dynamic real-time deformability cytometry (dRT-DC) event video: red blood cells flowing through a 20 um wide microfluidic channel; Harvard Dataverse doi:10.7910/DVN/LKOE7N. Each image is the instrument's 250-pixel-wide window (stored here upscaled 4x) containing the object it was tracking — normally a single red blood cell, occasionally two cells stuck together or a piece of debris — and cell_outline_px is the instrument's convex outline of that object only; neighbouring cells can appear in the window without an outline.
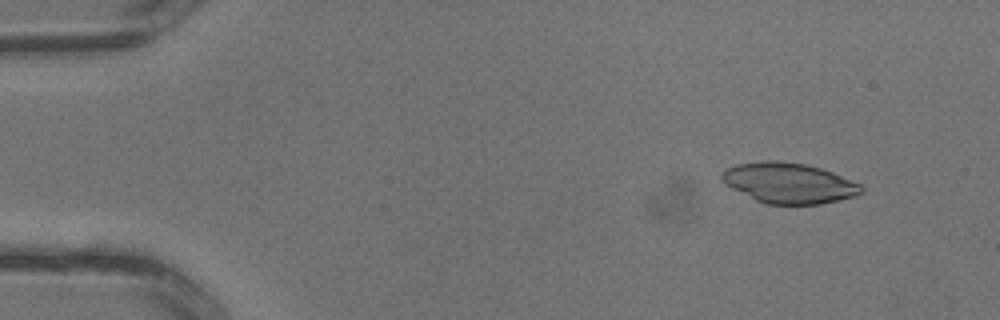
{"species": "common noctule bat (a hibernating species)", "species_latin": "Nyctalus noctula", "temperature_condition": "warm", "stored_images_in_passage": 3, "camera_frame_rate_fps": 3000, "um_per_image_px": 0.085, "animal": {"sex": "male", "body_mass_g": 13.3}, "frame": {"image": 1, "passage_image": 1, "time_ms": 0.0, "image_size_px": [1000, 320], "cell_outline_px": [[864, 192], [856, 196], [840, 200], [820, 204], [764, 204], [724, 184], [720, 180], [720, 172], [736, 164], [764, 160], [780, 160], [804, 164], [820, 168], [832, 172], [860, 184], [864, 188]], "centroid_in_image_um": [67.04, 15.55], "position_along_channel_um": 18.0, "area_um2": 33.06}}
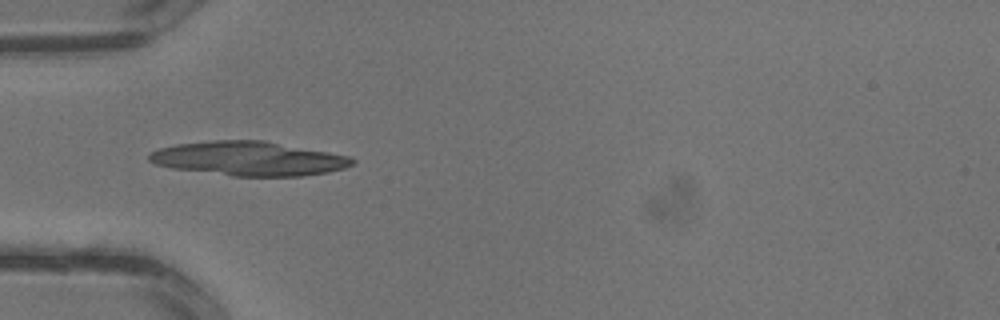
{"frame": {"image": 2, "passage_image": 3, "time_ms": 0.667, "image_size_px": [1000, 320], "cell_outline_px": [[356, 160], [352, 164], [344, 168], [328, 172], [300, 176], [232, 176], [172, 168], [156, 164], [148, 160], [148, 156], [152, 152], [160, 148], [176, 144], [212, 140], [264, 140], [352, 156]], "centroid_in_image_um": [21.17, 13.47], "position_along_channel_um": 63.8, "area_um2": 40.52}}